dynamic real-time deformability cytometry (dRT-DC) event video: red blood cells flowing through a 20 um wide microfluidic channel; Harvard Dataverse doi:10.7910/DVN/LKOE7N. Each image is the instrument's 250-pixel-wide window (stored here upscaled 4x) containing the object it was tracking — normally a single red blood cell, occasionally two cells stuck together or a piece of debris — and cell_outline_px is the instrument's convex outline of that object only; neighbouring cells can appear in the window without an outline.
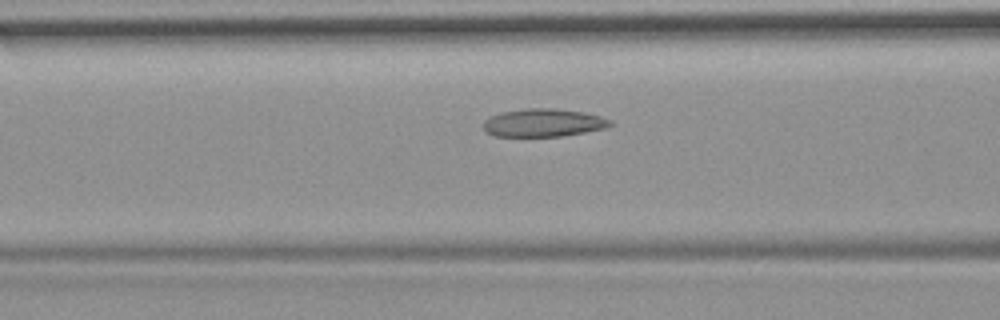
{"species": "common noctule bat (a hibernating species)", "species_latin": "Nyctalus noctula", "temperature_condition": "room temperature", "stored_images_in_passage": 15, "camera_frame_rate_fps": 3000, "um_per_image_px": 0.085, "animal": {"sex": "female", "body_mass_g": 19.9}, "frame": {"image": 1, "passage_image": 13, "time_ms": 4.0, "image_size_px": [1000, 320], "cell_outline_px": [[612, 124], [604, 128], [564, 136], [496, 136], [488, 132], [484, 128], [484, 120], [488, 116], [500, 112], [524, 108], [556, 108], [584, 112], [600, 116], [612, 120]], "centroid_in_image_um": [46.17, 10.42], "position_along_channel_um": 120.4, "area_um2": 20.75}}